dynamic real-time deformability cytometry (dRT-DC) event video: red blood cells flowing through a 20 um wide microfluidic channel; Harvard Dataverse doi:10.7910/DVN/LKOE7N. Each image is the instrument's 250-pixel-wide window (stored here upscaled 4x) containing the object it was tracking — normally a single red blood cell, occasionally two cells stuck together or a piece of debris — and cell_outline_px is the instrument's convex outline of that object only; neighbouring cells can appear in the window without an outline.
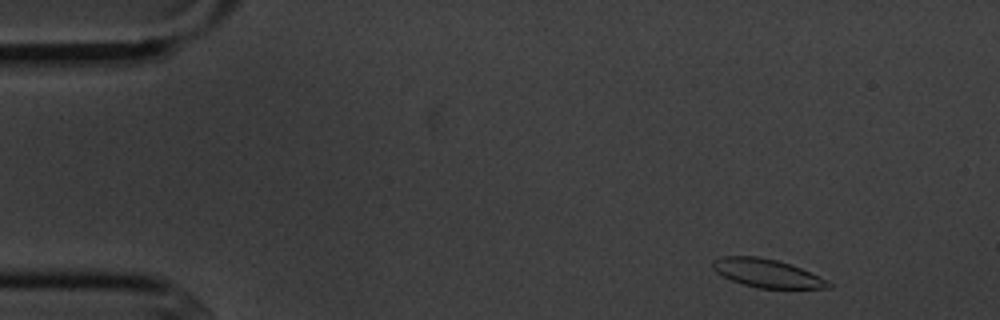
{"species": "common noctule bat (a hibernating species)", "species_latin": "Nyctalus noctula", "temperature_condition": "cold", "stored_images_in_passage": 4, "camera_frame_rate_fps": 3000, "um_per_image_px": 0.085, "animal": {"sex": "male", "body_mass_g": 20.1, "forearm_length_mm": 53.5}, "frame": {"image": 1, "passage_image": 1, "time_ms": 0.0, "image_size_px": [1000, 320], "cell_outline_px": [[832, 288], [756, 288], [732, 280], [716, 272], [712, 268], [712, 260], [724, 256], [756, 256], [776, 260], [800, 268], [832, 284]], "centroid_in_image_um": [65.13, 23.22], "position_along_channel_um": 19.9, "area_um2": 18.67}}
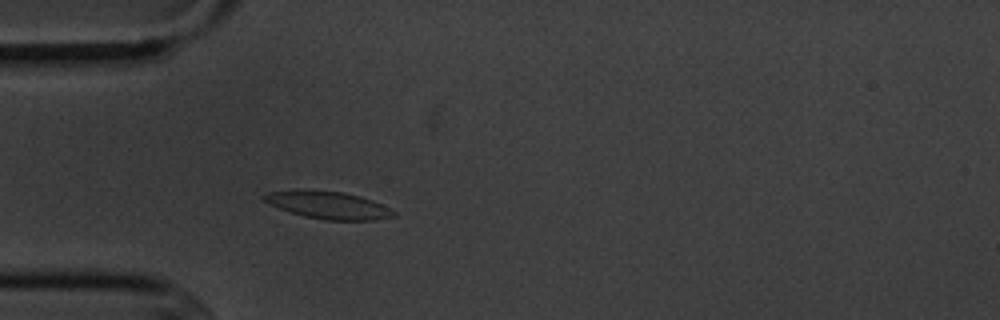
{"frame": {"image": 2, "passage_image": 4, "time_ms": 3.333, "image_size_px": [1000, 320], "cell_outline_px": [[396, 216], [376, 220], [324, 220], [304, 216], [268, 204], [260, 196], [268, 192], [344, 192], [360, 196], [372, 200], [396, 212]], "centroid_in_image_um": [27.97, 17.48], "position_along_channel_um": 57.0, "area_um2": 19.88}}